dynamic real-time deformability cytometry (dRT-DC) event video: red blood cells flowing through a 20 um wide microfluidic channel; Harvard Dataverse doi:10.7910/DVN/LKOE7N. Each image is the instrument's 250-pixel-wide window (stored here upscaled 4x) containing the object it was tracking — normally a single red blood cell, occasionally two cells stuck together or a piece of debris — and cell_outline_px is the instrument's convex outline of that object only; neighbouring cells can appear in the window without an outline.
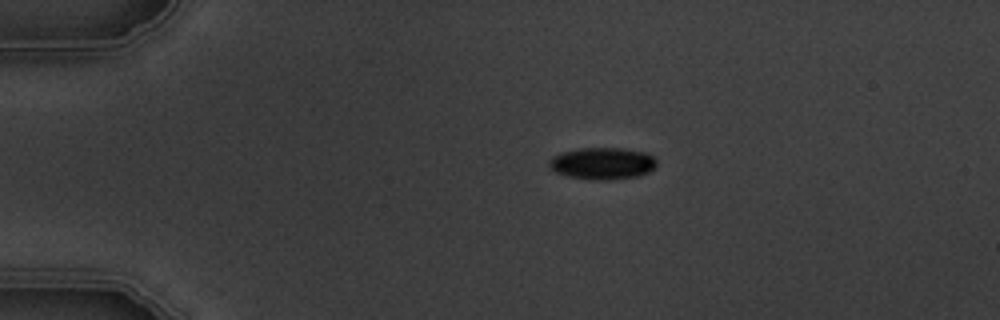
{"species": "common noctule bat (a hibernating species)", "species_latin": "Nyctalus noctula", "temperature_condition": "warm", "stored_images_in_passage": 3, "camera_frame_rate_fps": 3000, "um_per_image_px": 0.085, "animal": {"sex": "male", "body_mass_g": 19.5, "forearm_length_mm": 54.6}, "frame": {"image": 1, "passage_image": 1, "time_ms": 0.0, "image_size_px": [1000, 320], "cell_outline_px": [[656, 168], [640, 176], [608, 180], [596, 180], [568, 176], [556, 172], [548, 168], [548, 160], [552, 156], [560, 152], [580, 148], [624, 148], [644, 152], [652, 156], [656, 160]], "centroid_in_image_um": [51.19, 13.89], "position_along_channel_um": 33.8, "area_um2": 20.23}}
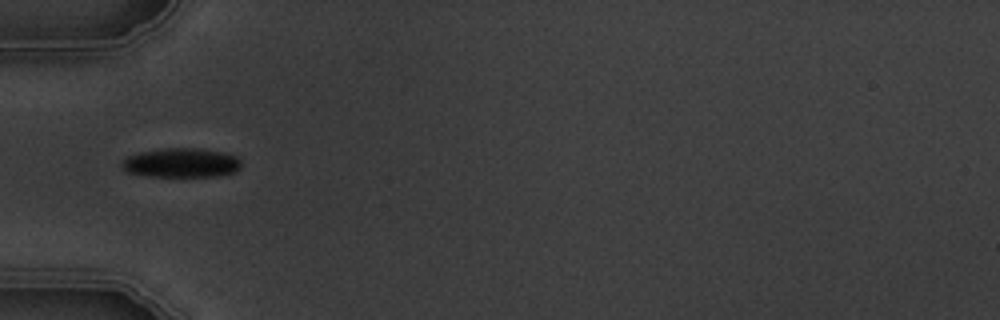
{"frame": {"image": 2, "passage_image": 3, "time_ms": 2.333, "image_size_px": [1000, 320], "cell_outline_px": [[240, 168], [236, 172], [216, 176], [148, 176], [128, 172], [120, 164], [128, 156], [140, 152], [164, 148], [196, 148], [224, 152], [236, 156], [240, 160]], "centroid_in_image_um": [15.44, 13.83], "position_along_channel_um": 69.6, "area_um2": 20.29}}